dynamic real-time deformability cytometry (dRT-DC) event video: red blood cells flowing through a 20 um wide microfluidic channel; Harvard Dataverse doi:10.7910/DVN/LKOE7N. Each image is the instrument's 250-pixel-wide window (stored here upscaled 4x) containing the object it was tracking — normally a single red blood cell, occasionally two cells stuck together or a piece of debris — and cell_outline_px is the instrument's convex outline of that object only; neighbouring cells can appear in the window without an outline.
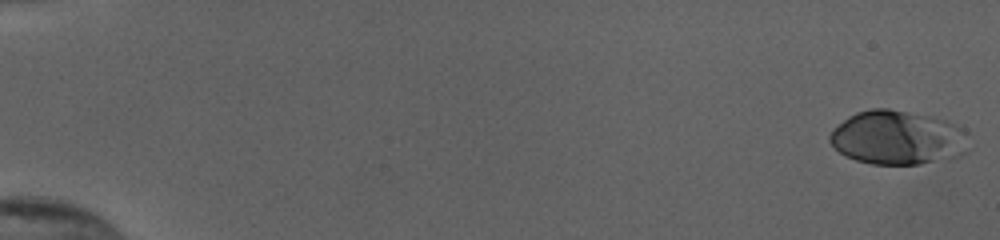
{"species": "human", "species_latin": "Homo sapiens", "temperature_condition": "cold", "stored_images_in_passage": 54, "camera_frame_rate_fps": 3000, "um_per_image_px": 0.085, "donor": {"sex": "female"}, "frame": {"image": 1, "passage_image": 1, "time_ms": 0.0, "image_size_px": [1000, 240], "cell_outline_px": [[968, 132], [964, 152], [960, 156], [920, 164], [872, 164], [856, 160], [840, 152], [828, 140], [828, 136], [848, 116], [856, 112], [872, 108], [888, 108], [928, 116], [944, 120], [964, 128]], "centroid_in_image_um": [76.3, 11.7], "position_along_channel_um": 8.7, "area_um2": 43.41}}
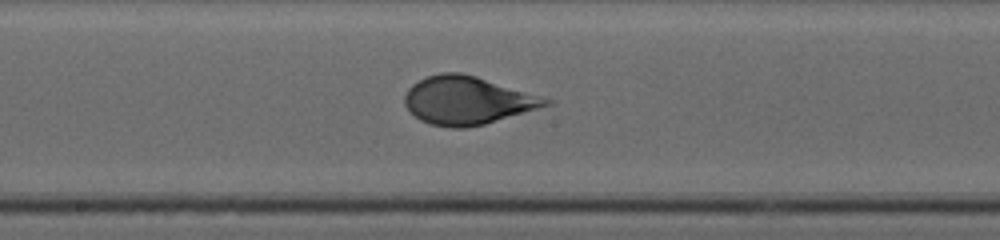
{"frame": {"image": 2, "passage_image": 31, "time_ms": 10.0, "image_size_px": [1000, 240], "cell_outline_px": [[552, 104], [484, 124], [464, 128], [452, 128], [428, 124], [420, 120], [404, 104], [404, 96], [408, 88], [412, 84], [428, 76], [440, 72], [460, 72], [476, 76], [552, 100]], "centroid_in_image_um": [39.68, 8.54], "position_along_channel_um": 208.5, "area_um2": 39.07}}
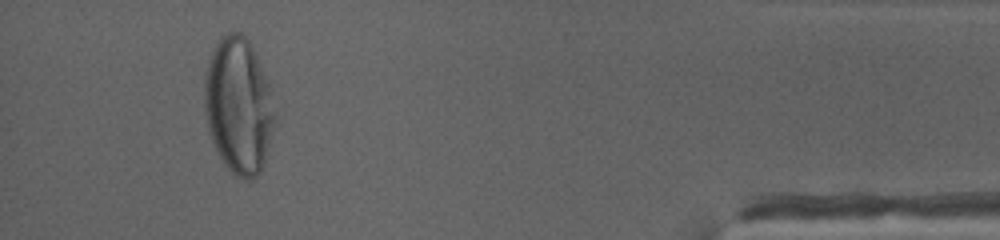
{"frame": {"image": 3, "passage_image": 51, "time_ms": 16.667, "image_size_px": [1000, 240], "cell_outline_px": [[276, 120], [264, 164], [260, 172], [252, 180], [248, 180], [236, 176], [224, 164], [216, 152], [212, 144], [208, 132], [204, 112], [204, 72], [208, 60], [220, 36], [228, 32], [240, 32], [248, 40], [256, 56], [268, 84], [276, 112]], "centroid_in_image_um": [20.25, 9.02], "position_along_channel_um": 414.9, "area_um2": 56.24}, "authors_computed_cell_mechanics": {"area_um2": 39.2751, "velocity_mm_per_s": 3.8587, "shape_relaxation_time_tau1_ms": 4.2287, "shape_relaxation_time_tau2_ms": null, "deformation_change_tau1": 0.1927, "deformation_change_tau2": null}}